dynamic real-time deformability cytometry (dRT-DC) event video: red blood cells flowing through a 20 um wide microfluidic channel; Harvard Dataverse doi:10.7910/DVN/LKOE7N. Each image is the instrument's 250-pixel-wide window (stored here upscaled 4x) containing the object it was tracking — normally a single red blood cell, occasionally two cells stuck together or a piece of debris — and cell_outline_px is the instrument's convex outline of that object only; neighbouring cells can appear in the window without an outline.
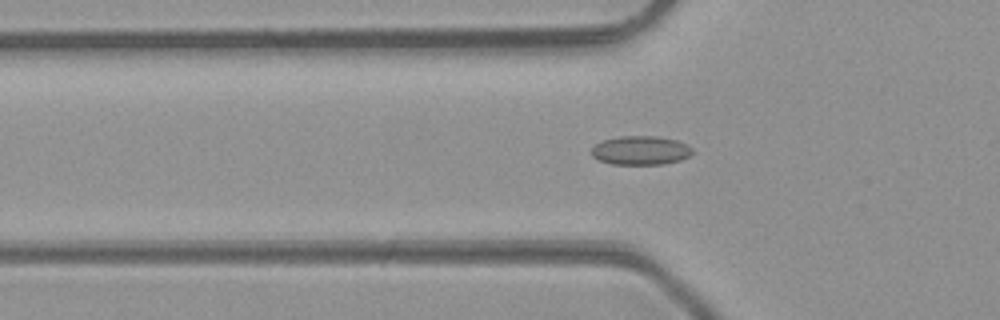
{"species": "common noctule bat (a hibernating species)", "species_latin": "Nyctalus noctula", "temperature_condition": "room temperature", "stored_images_in_passage": 45, "camera_frame_rate_fps": 3000, "um_per_image_px": 0.085, "animal": {"sex": "male", "body_mass_g": 23.1, "forearm_length_mm": 52.7}, "frame": {"image": 1, "passage_image": 17, "time_ms": 5.333, "image_size_px": [1000, 320], "cell_outline_px": [[692, 152], [688, 156], [680, 160], [664, 164], [612, 164], [600, 160], [592, 156], [592, 148], [596, 144], [604, 140], [620, 136], [656, 136], [676, 140], [688, 144], [692, 148]], "centroid_in_image_um": [54.47, 12.78], "position_along_channel_um": 71.3, "area_um2": 16.88}}
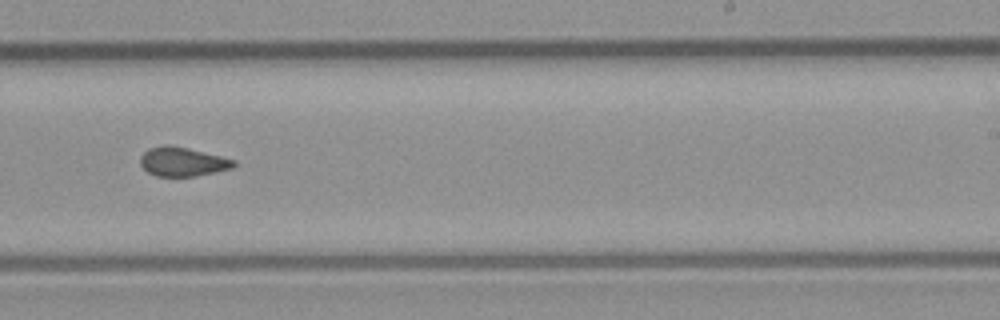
{"frame": {"image": 2, "passage_image": 31, "time_ms": 10.0, "image_size_px": [1000, 320], "cell_outline_px": [[236, 164], [232, 168], [216, 172], [196, 176], [156, 176], [148, 172], [140, 164], [140, 156], [148, 148], [164, 144], [168, 144], [188, 148], [236, 160]], "centroid_in_image_um": [15.5, 13.74], "position_along_channel_um": 273.5, "area_um2": 15.9}}
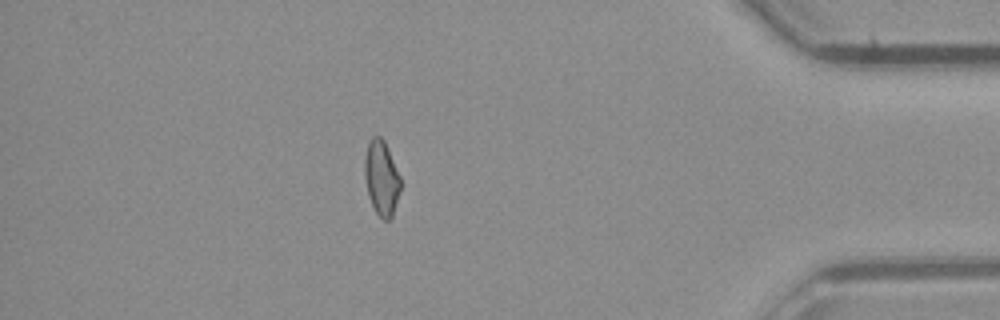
{"frame": {"image": 3, "passage_image": 43, "time_ms": 14.0, "image_size_px": [1000, 320], "cell_outline_px": [[400, 188], [392, 216], [388, 220], [384, 220], [376, 212], [368, 196], [364, 176], [364, 156], [368, 144], [372, 136], [380, 136], [384, 140], [400, 176]], "centroid_in_image_um": [32.4, 15.1], "position_along_channel_um": 402.8, "area_um2": 15.49}, "authors_computed_cell_mechanics": {"area_um2": 16.2996, "velocity_mm_per_s": 4.3075, "shape_relaxation_time_tau1_ms": null, "shape_relaxation_time_tau2_ms": 1.5599, "deformation_change_tau1": null, "deformation_change_tau2": 0.062}}